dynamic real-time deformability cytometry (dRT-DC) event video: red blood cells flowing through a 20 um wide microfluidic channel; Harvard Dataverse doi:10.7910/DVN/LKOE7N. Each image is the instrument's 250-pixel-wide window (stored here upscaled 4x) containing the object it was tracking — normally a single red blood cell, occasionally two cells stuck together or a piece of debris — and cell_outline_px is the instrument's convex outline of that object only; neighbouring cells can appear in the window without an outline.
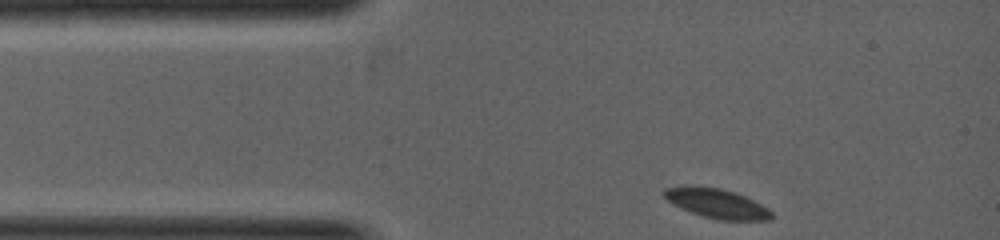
{"species": "common noctule bat (a hibernating species)", "species_latin": "Nyctalus noctula", "temperature_condition": "warm", "stored_images_in_passage": 30, "camera_frame_rate_fps": 5000, "um_per_image_px": 0.085, "animal": {"sex": "female", "body_mass_g": 19.0, "forearm_length_mm": 53.3}, "frame": {"image": 1, "passage_image": 1, "time_ms": 0.0, "image_size_px": [1000, 240], "cell_outline_px": [[772, 220], [720, 220], [704, 216], [680, 208], [668, 200], [660, 192], [664, 188], [720, 188], [744, 196], [768, 208], [772, 212]], "centroid_in_image_um": [60.97, 17.33], "position_along_channel_um": 24.0, "area_um2": 17.69}}
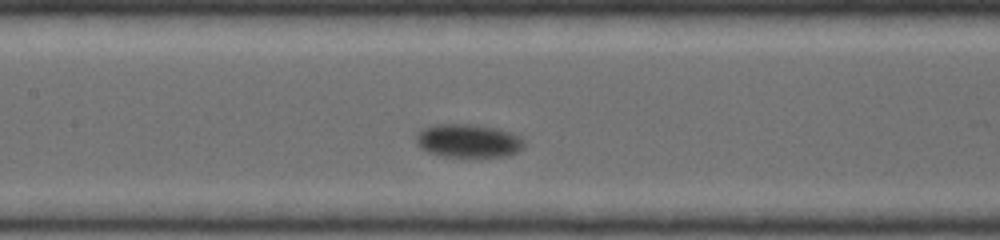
{"frame": {"image": 2, "passage_image": 13, "time_ms": 2.4, "image_size_px": [1000, 240], "cell_outline_px": [[524, 144], [516, 152], [508, 156], [444, 156], [428, 152], [416, 140], [416, 136], [424, 128], [440, 124], [468, 124], [496, 128], [520, 136]], "centroid_in_image_um": [39.82, 11.96], "position_along_channel_um": 167.6, "area_um2": 20.35}}
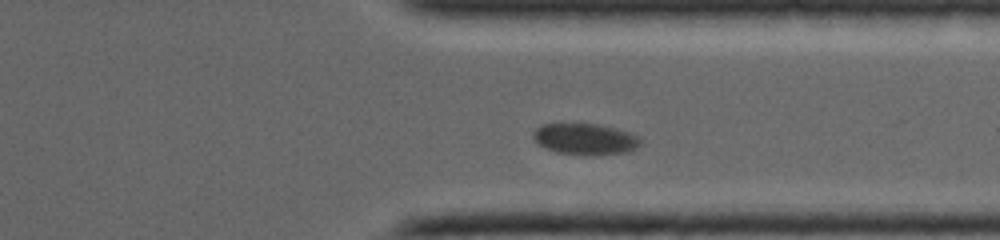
{"frame": {"image": 3, "passage_image": 26, "time_ms": 5.0, "image_size_px": [1000, 240], "cell_outline_px": [[640, 144], [636, 148], [628, 152], [592, 156], [556, 152], [540, 144], [532, 136], [532, 132], [536, 128], [544, 124], [596, 124], [616, 128], [628, 132], [636, 136], [640, 140]], "centroid_in_image_um": [49.75, 11.83], "position_along_channel_um": 361.6, "area_um2": 19.36}}